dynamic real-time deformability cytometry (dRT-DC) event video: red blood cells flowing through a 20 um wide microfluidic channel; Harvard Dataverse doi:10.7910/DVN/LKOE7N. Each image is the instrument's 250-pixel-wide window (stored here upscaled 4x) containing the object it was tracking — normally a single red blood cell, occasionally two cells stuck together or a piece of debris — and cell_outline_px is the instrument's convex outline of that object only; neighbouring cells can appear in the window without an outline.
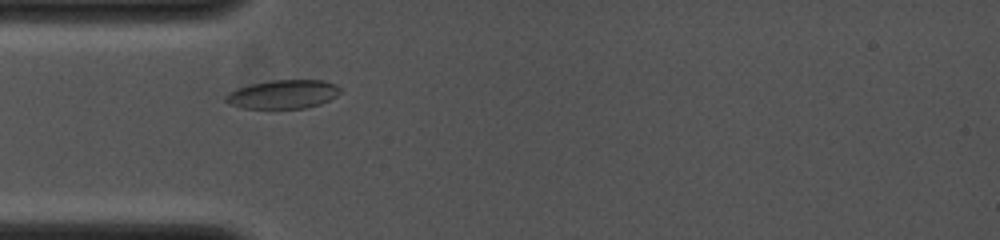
{"species": "common noctule bat (a hibernating species)", "species_latin": "Nyctalus noctula", "temperature_condition": "cold", "stored_images_in_passage": 4, "camera_frame_rate_fps": 4000, "um_per_image_px": 0.085, "animal": {"sex": "female", "body_mass_g": 19.0, "forearm_length_mm": 53.3}, "frame": {"image": 1, "passage_image": 3, "time_ms": 2.25, "image_size_px": [1000, 240], "cell_outline_px": [[340, 92], [336, 96], [320, 104], [304, 108], [244, 108], [228, 104], [224, 100], [224, 96], [228, 92], [236, 88], [252, 84], [272, 80], [324, 80], [336, 84], [340, 88]], "centroid_in_image_um": [24.03, 8.01], "position_along_channel_um": 61.0, "area_um2": 19.19}}
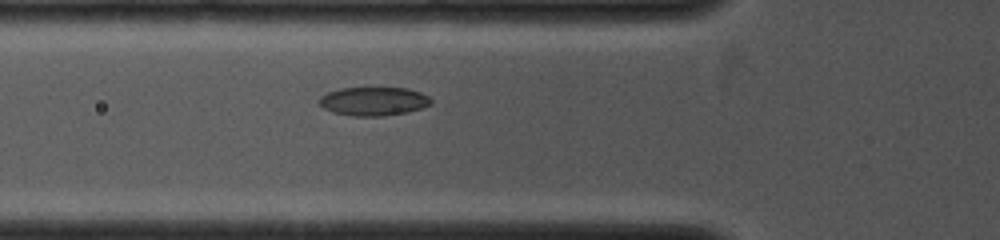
{"frame": {"image": 2, "passage_image": 4, "time_ms": 3.0, "image_size_px": [1000, 240], "cell_outline_px": [[432, 104], [408, 112], [380, 116], [352, 116], [332, 112], [324, 108], [320, 104], [320, 96], [328, 92], [340, 88], [408, 88], [420, 92], [428, 96], [432, 100]], "centroid_in_image_um": [31.76, 8.61], "position_along_channel_um": 94.0, "area_um2": 18.61}}